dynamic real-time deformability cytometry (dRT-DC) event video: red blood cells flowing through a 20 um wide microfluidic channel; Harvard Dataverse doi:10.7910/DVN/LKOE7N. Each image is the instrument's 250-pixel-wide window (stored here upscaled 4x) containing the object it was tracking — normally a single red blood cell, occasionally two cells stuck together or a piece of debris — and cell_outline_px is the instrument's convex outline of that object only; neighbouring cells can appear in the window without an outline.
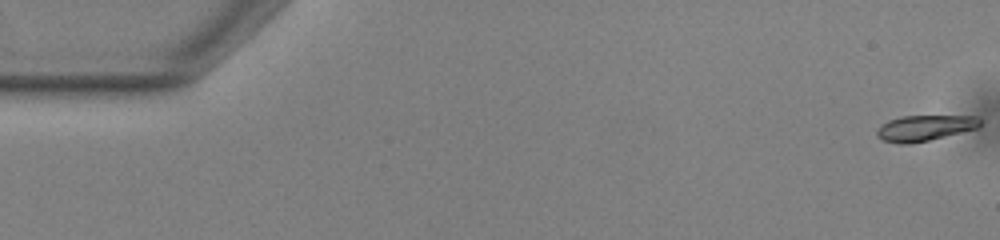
{"species": "common noctule bat (a hibernating species)", "species_latin": "Nyctalus noctula", "temperature_condition": "warm", "stored_images_in_passage": 54, "camera_frame_rate_fps": 3000, "um_per_image_px": 0.085, "animal": {"sex": "male", "body_mass_g": 13.0, "forearm_length_mm": 53.1}, "frame": {"image": 1, "passage_image": 1, "time_ms": 0.0, "image_size_px": [1000, 240], "cell_outline_px": [[984, 120], [976, 128], [928, 140], [908, 144], [900, 144], [880, 140], [876, 136], [876, 132], [888, 120], [900, 116], [976, 116]], "centroid_in_image_um": [78.59, 10.87], "position_along_channel_um": 6.4, "area_um2": 15.32}}
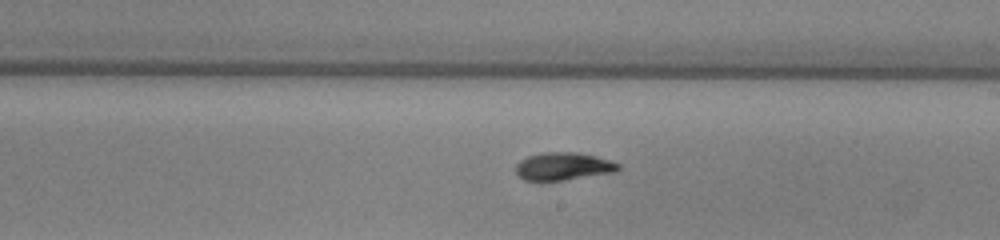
{"frame": {"image": 2, "passage_image": 31, "time_ms": 10.0, "image_size_px": [1000, 240], "cell_outline_px": [[620, 168], [616, 172], [564, 180], [524, 180], [516, 172], [516, 164], [520, 160], [528, 156], [540, 152], [576, 152], [596, 156], [620, 164]], "centroid_in_image_um": [47.88, 14.13], "position_along_channel_um": 241.1, "area_um2": 16.53}}
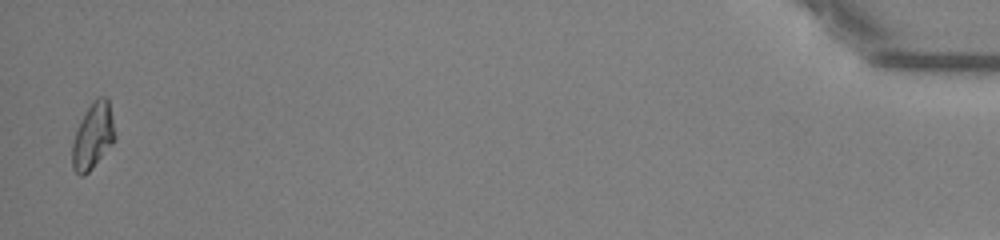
{"frame": {"image": 3, "passage_image": 53, "time_ms": 17.333, "image_size_px": [1000, 240], "cell_outline_px": [[116, 140], [92, 168], [84, 176], [80, 176], [72, 168], [72, 144], [80, 120], [88, 108], [100, 96], [104, 96], [108, 100], [112, 116], [116, 136]], "centroid_in_image_um": [7.91, 11.6], "position_along_channel_um": 427.3, "area_um2": 16.24}, "authors_computed_cell_mechanics": {"area_um2": 16.2418, "velocity_mm_per_s": 3.8557, "shape_relaxation_time_tau1_ms": 3.9532, "shape_relaxation_time_tau2_ms": 1.7206, "deformation_change_tau1": 0.1485, "deformation_change_tau2": 0.0576}}